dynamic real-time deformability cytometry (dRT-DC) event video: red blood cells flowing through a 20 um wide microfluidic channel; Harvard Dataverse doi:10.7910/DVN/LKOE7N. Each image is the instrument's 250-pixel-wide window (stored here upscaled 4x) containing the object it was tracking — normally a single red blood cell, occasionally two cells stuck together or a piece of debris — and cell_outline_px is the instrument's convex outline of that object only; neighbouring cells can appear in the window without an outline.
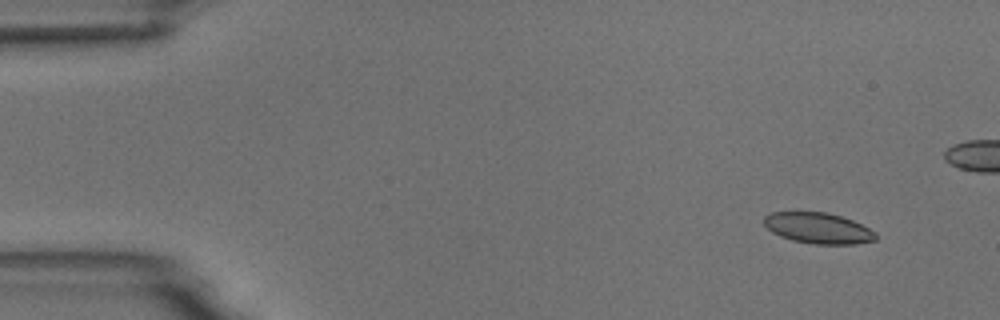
{"species": "common noctule bat (a hibernating species)", "species_latin": "Nyctalus noctula", "temperature_condition": "room temperature", "stored_images_in_passage": 8, "camera_frame_rate_fps": 3000, "um_per_image_px": 0.085, "animal": {"sex": "male", "body_mass_g": 18.8}, "frame": {"image": 1, "passage_image": 2, "time_ms": 1.333, "image_size_px": [1000, 320], "cell_outline_px": [[876, 240], [856, 244], [812, 244], [792, 240], [780, 236], [772, 232], [764, 224], [764, 216], [772, 212], [828, 212], [852, 220], [876, 232]], "centroid_in_image_um": [69.54, 19.39], "position_along_channel_um": 15.5, "area_um2": 20.06}}